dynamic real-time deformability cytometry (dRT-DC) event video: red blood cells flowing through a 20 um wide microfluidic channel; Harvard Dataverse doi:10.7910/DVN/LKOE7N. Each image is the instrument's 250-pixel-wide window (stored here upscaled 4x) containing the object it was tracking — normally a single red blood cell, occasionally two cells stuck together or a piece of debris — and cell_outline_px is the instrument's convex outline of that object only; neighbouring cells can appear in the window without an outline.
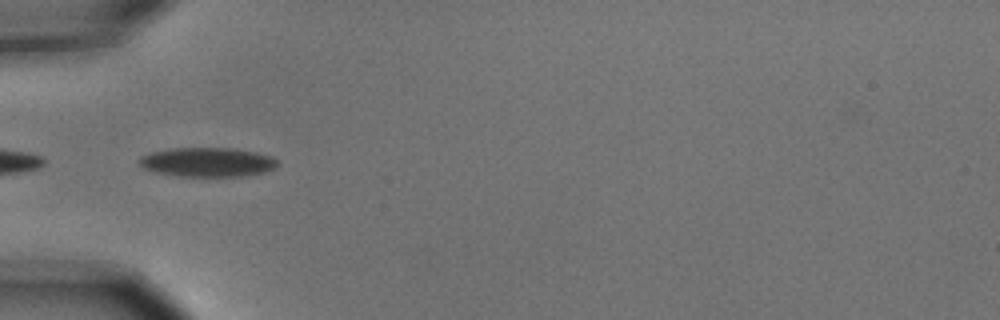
{"species": "common noctule bat (a hibernating species)", "species_latin": "Nyctalus noctula", "temperature_condition": "cold", "stored_images_in_passage": 6, "camera_frame_rate_fps": 3000, "um_per_image_px": 0.085, "animal": {"sex": "male", "body_mass_g": 15.6}, "frame": {"image": 1, "passage_image": 2, "time_ms": 0.333, "image_size_px": [1000, 320], "cell_outline_px": [[280, 164], [264, 172], [240, 176], [176, 176], [156, 172], [144, 168], [136, 160], [140, 156], [152, 152], [168, 148], [236, 148], [256, 152], [272, 156]], "centroid_in_image_um": [17.61, 13.77], "position_along_channel_um": 67.4, "area_um2": 23.64}}
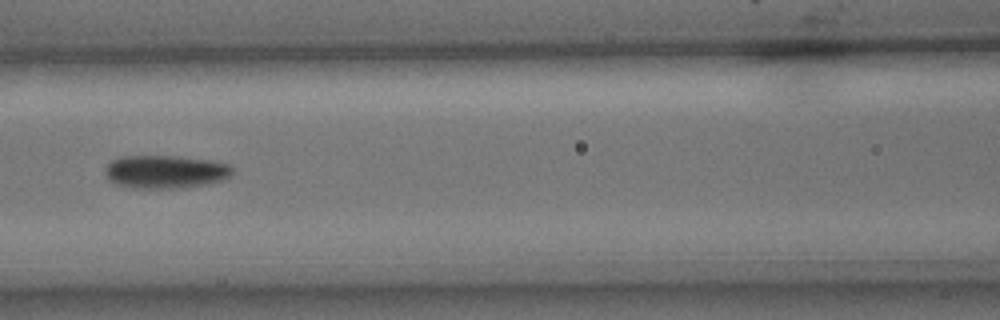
{"frame": {"image": 2, "passage_image": 4, "time_ms": 1.0, "image_size_px": [1000, 320], "cell_outline_px": [[232, 172], [228, 176], [220, 180], [204, 184], [184, 188], [132, 188], [116, 184], [108, 180], [104, 172], [104, 168], [112, 160], [124, 156], [172, 156], [208, 160], [228, 164], [232, 168]], "centroid_in_image_um": [13.98, 14.6], "position_along_channel_um": 152.6, "area_um2": 24.39}}
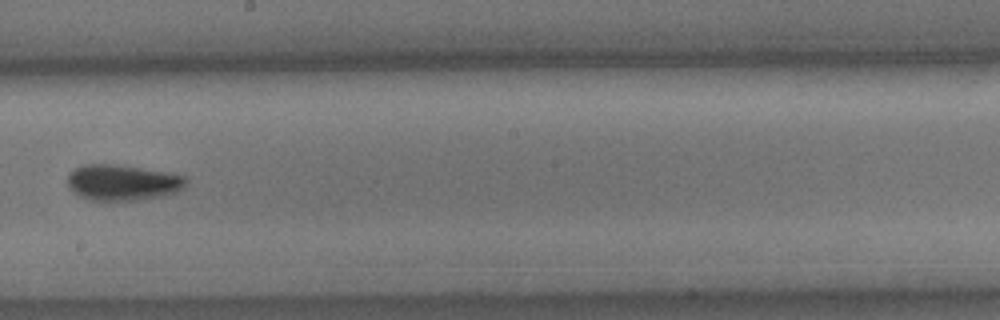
{"frame": {"image": 3, "passage_image": 6, "time_ms": 1.667, "image_size_px": [1000, 320], "cell_outline_px": [[188, 180], [184, 188], [176, 192], [164, 196], [136, 200], [96, 200], [80, 196], [68, 184], [68, 172], [84, 164], [116, 164], [168, 172], [188, 176]], "centroid_in_image_um": [10.49, 15.5], "position_along_channel_um": 237.7, "area_um2": 24.74}}